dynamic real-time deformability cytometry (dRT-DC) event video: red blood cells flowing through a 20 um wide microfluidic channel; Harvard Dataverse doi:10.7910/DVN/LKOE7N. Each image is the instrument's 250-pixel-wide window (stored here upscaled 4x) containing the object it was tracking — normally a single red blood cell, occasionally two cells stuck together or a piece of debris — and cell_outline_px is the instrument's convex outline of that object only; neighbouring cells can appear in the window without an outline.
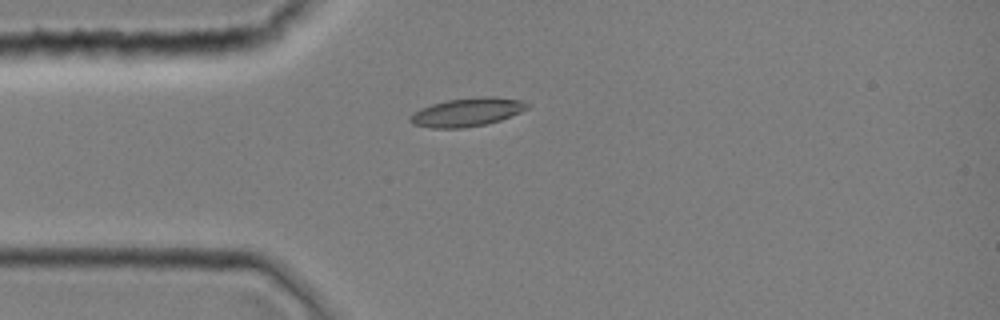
{"species": "common noctule bat (a hibernating species)", "species_latin": "Nyctalus noctula", "temperature_condition": "room temperature", "stored_images_in_passage": 1, "camera_frame_rate_fps": 3000, "um_per_image_px": 0.085, "animal": {"sex": "female", "body_mass_g": 19.0, "forearm_length_mm": 51.5}, "frame": {"image": 1, "passage_image": 1, "time_ms": 0.0, "image_size_px": [1000, 320], "cell_outline_px": [[528, 108], [520, 112], [500, 120], [484, 124], [464, 128], [432, 128], [412, 124], [408, 120], [408, 116], [420, 108], [432, 104], [448, 100], [484, 96], [492, 96], [524, 100], [528, 104]], "centroid_in_image_um": [39.68, 9.53], "position_along_channel_um": 45.3, "area_um2": 19.42}}